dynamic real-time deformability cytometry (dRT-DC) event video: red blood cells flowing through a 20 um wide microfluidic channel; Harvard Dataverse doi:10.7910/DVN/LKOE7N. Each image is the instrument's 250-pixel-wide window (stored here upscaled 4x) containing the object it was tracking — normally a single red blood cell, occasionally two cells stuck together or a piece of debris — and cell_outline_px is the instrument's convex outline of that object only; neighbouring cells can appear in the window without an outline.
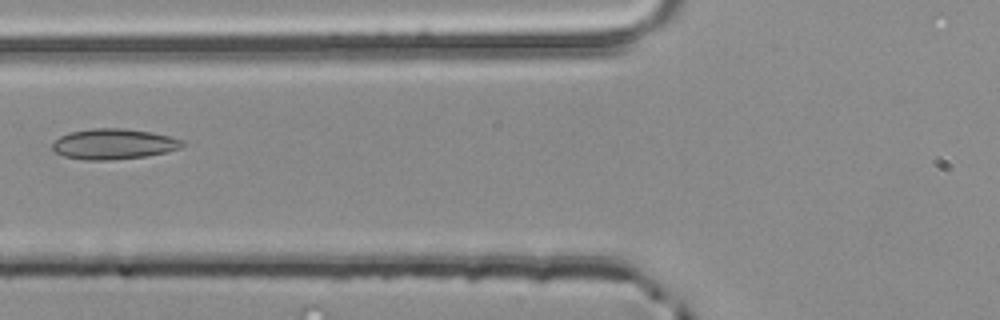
{"species": "common noctule bat (a hibernating species)", "species_latin": "Nyctalus noctula", "temperature_condition": "room temperature", "stored_images_in_passage": 4, "camera_frame_rate_fps": 3000, "um_per_image_px": 0.085, "animal": {"sex": "male", "body_mass_g": 20.4}, "frame": {"image": 1, "passage_image": 4, "time_ms": 1.0, "image_size_px": [1000, 320], "cell_outline_px": [[184, 144], [180, 148], [164, 152], [144, 156], [112, 160], [84, 160], [64, 156], [56, 152], [52, 148], [52, 144], [60, 136], [72, 132], [92, 128], [124, 128], [152, 132], [184, 140]], "centroid_in_image_um": [9.66, 12.24], "position_along_channel_um": 116.1, "area_um2": 22.95}}